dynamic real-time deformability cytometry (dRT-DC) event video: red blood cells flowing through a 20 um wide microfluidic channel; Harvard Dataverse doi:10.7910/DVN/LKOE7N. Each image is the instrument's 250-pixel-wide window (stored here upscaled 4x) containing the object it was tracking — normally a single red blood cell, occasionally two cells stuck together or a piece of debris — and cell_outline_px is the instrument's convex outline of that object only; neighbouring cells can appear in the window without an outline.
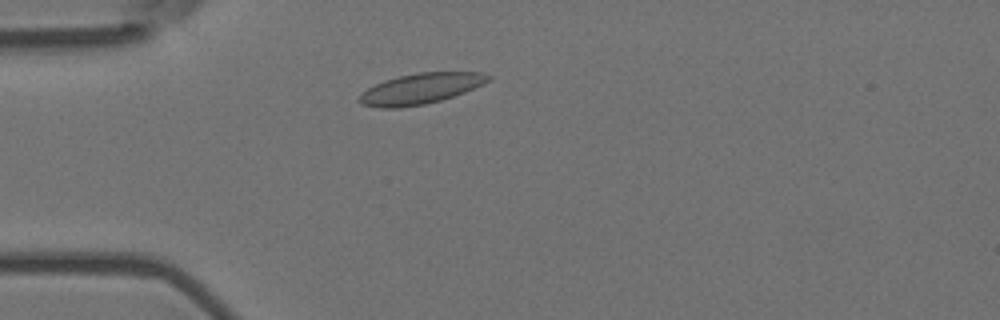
{"species": "Egyptian fruit bat (a non-hibernating species)", "species_latin": "Rousettus aegyptiacus", "temperature_condition": "room temperature", "stored_images_in_passage": 43, "camera_frame_rate_fps": 3000, "um_per_image_px": 0.085, "animal": {"sex": "female"}, "frame": {"image": 1, "passage_image": 3, "time_ms": 0.667, "image_size_px": [1000, 320], "cell_outline_px": [[492, 76], [484, 84], [464, 92], [440, 100], [424, 104], [400, 108], [380, 108], [360, 104], [356, 100], [368, 88], [384, 80], [416, 72], [484, 72]], "centroid_in_image_um": [35.74, 7.53], "position_along_channel_um": 49.3, "area_um2": 22.95}}
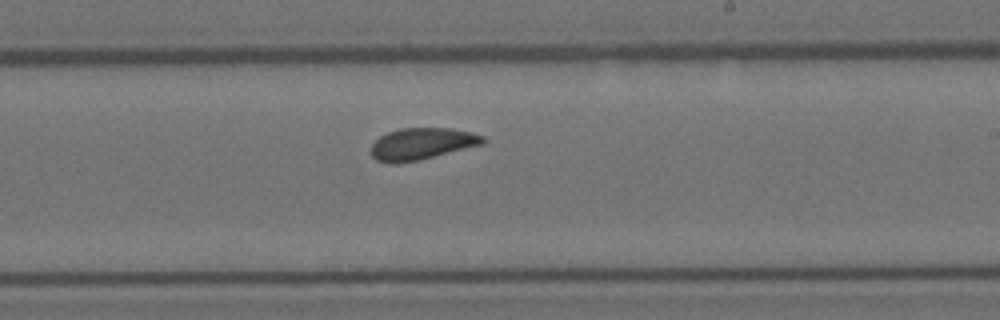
{"frame": {"image": 2, "passage_image": 21, "time_ms": 6.667, "image_size_px": [1000, 320], "cell_outline_px": [[484, 144], [416, 160], [396, 164], [388, 164], [376, 160], [372, 156], [372, 144], [380, 136], [388, 132], [400, 128], [448, 128], [472, 132], [484, 136]], "centroid_in_image_um": [35.83, 12.22], "position_along_channel_um": 253.2, "area_um2": 20.52}}
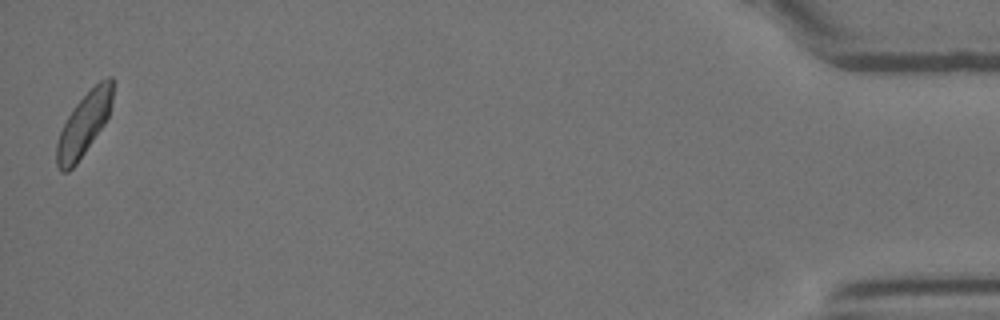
{"frame": {"image": 3, "passage_image": 43, "time_ms": 14.0, "image_size_px": [1000, 320], "cell_outline_px": [[112, 100], [108, 116], [104, 124], [76, 164], [68, 172], [60, 172], [56, 164], [56, 144], [60, 132], [72, 108], [100, 80], [108, 76], [112, 76]], "centroid_in_image_um": [7.11, 10.59], "position_along_channel_um": 428.1, "area_um2": 20.11}, "authors_computed_cell_mechanics": {"area_um2": 20.6346, "velocity_mm_per_s": 3.6325, "shape_relaxation_time_tau1_ms": 7.0249, "shape_relaxation_time_tau2_ms": 1.5996, "deformation_change_tau1": 0.1315, "deformation_change_tau2": 0.0475}}